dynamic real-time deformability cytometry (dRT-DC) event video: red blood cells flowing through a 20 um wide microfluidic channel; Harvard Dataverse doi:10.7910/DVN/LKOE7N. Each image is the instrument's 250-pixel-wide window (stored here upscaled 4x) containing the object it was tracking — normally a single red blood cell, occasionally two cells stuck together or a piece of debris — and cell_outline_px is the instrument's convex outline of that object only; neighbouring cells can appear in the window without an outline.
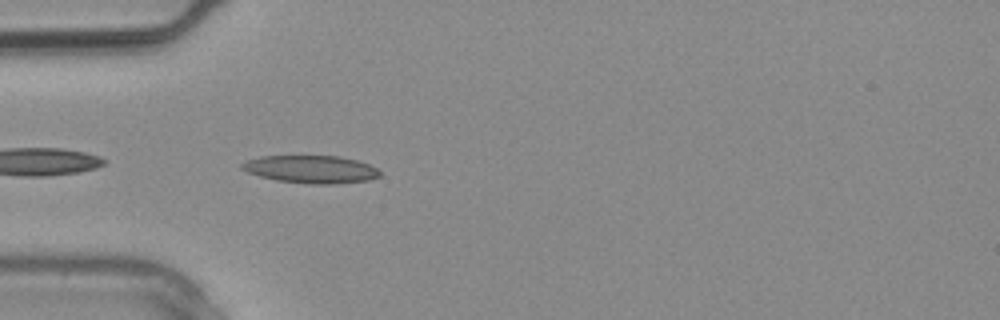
{"species": "common noctule bat (a hibernating species)", "species_latin": "Nyctalus noctula", "temperature_condition": "warm", "stored_images_in_passage": 1, "camera_frame_rate_fps": 3000, "um_per_image_px": 0.085, "animal": {"sex": "male", "body_mass_g": 20.4}, "frame": {"image": 1, "passage_image": 1, "time_ms": 0.0, "image_size_px": [1000, 320], "cell_outline_px": [[380, 176], [368, 180], [336, 184], [308, 184], [276, 180], [260, 176], [248, 172], [240, 168], [240, 164], [248, 160], [260, 156], [340, 156], [356, 160], [368, 164], [376, 168], [380, 172]], "centroid_in_image_um": [26.43, 14.39], "position_along_channel_um": 58.6, "area_um2": 22.25}}